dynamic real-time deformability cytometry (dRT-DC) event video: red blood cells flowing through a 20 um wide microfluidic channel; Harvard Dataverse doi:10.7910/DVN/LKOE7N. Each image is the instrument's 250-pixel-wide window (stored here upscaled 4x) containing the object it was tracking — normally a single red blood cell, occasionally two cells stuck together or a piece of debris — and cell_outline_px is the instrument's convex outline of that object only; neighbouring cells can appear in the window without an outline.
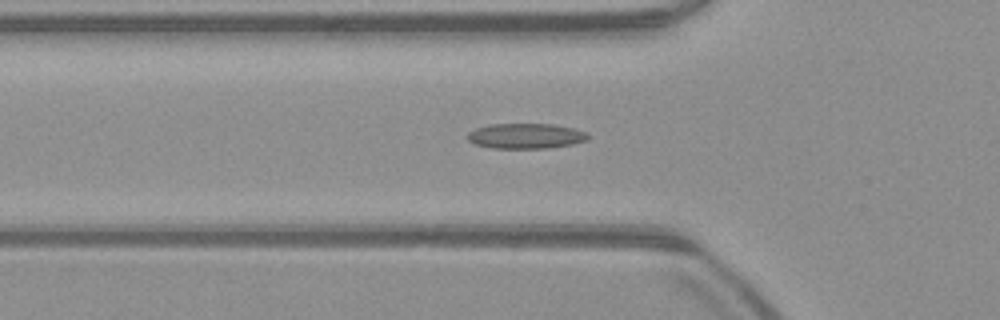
{"species": "common noctule bat (a hibernating species)", "species_latin": "Nyctalus noctula", "temperature_condition": "warm", "stored_images_in_passage": 37, "camera_frame_rate_fps": 3000, "um_per_image_px": 0.085, "animal": {"sex": "male", "body_mass_g": 23.1, "forearm_length_mm": 52.7}, "frame": {"image": 1, "passage_image": 2, "time_ms": 0.333, "image_size_px": [1000, 320], "cell_outline_px": [[588, 140], [572, 144], [548, 148], [492, 148], [476, 144], [468, 140], [468, 132], [476, 128], [488, 124], [552, 124], [576, 128], [588, 132]], "centroid_in_image_um": [44.72, 11.55], "position_along_channel_um": 81.1, "area_um2": 17.8}}
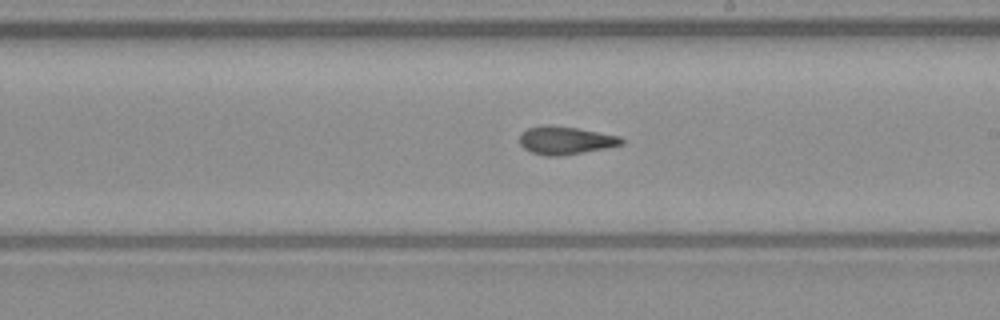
{"frame": {"image": 2, "passage_image": 14, "time_ms": 4.333, "image_size_px": [1000, 320], "cell_outline_px": [[624, 144], [604, 148], [560, 156], [548, 156], [532, 152], [524, 148], [520, 144], [520, 132], [528, 128], [544, 124], [548, 124], [576, 128], [620, 136], [624, 140]], "centroid_in_image_um": [48.04, 11.92], "position_along_channel_um": 241.0, "area_um2": 16.53}}
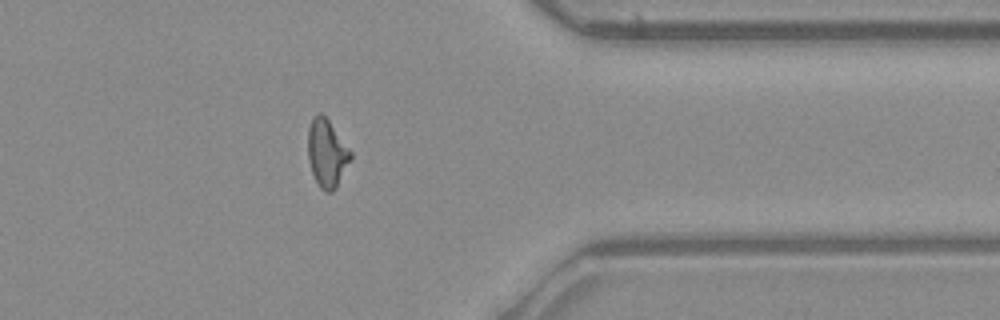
{"frame": {"image": 3, "passage_image": 26, "time_ms": 8.333, "image_size_px": [1000, 320], "cell_outline_px": [[352, 156], [336, 188], [332, 192], [324, 192], [320, 188], [312, 172], [308, 160], [308, 128], [312, 116], [316, 112], [320, 112], [328, 120], [352, 152]], "centroid_in_image_um": [27.77, 13.01], "position_along_channel_um": 383.6, "area_um2": 16.82}, "authors_computed_cell_mechanics": {"area_um2": 16.6464, "velocity_mm_per_s": 3.9711, "shape_relaxation_time_tau1_ms": null, "shape_relaxation_time_tau2_ms": 2.0271, "deformation_change_tau1": null, "deformation_change_tau2": 0.0933}}